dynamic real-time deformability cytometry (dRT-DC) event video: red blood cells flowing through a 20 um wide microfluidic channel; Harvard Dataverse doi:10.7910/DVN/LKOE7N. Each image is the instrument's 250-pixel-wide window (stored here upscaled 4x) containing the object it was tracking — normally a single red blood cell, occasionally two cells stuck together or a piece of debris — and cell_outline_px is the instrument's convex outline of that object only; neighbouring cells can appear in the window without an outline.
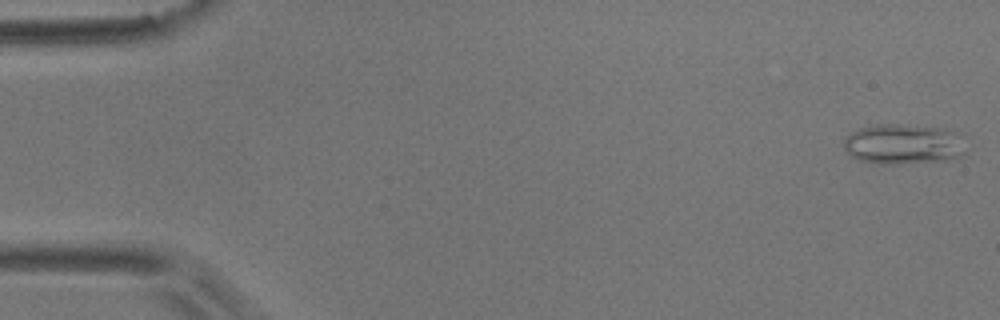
{"species": "common noctule bat (a hibernating species)", "species_latin": "Nyctalus noctula", "temperature_condition": "room temperature", "stored_images_in_passage": 5, "camera_frame_rate_fps": 3000, "um_per_image_px": 0.085, "animal": {"sex": "male", "body_mass_g": 17.9}, "frame": {"image": 1, "passage_image": 1, "time_ms": 0.0, "image_size_px": [1000, 320], "cell_outline_px": [[964, 152], [960, 156], [948, 160], [900, 164], [880, 164], [860, 160], [852, 156], [844, 148], [844, 140], [852, 132], [860, 128], [880, 124], [896, 124], [944, 128], [956, 132]], "centroid_in_image_um": [76.75, 12.26], "position_along_channel_um": 8.2, "area_um2": 28.26}}